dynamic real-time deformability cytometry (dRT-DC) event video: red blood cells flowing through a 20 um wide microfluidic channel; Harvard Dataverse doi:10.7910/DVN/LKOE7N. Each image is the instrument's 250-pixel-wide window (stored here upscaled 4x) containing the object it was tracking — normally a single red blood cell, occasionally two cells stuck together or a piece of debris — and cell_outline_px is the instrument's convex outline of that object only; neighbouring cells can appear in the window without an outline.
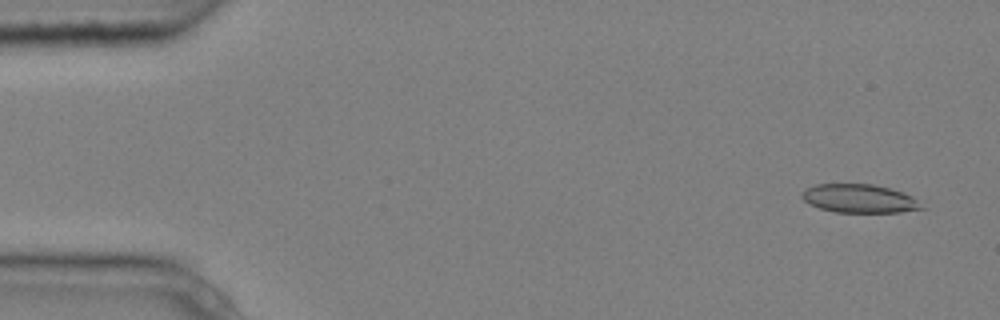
{"species": "common noctule bat (a hibernating species)", "species_latin": "Nyctalus noctula", "temperature_condition": "cold", "stored_images_in_passage": 5, "camera_frame_rate_fps": 3000, "um_per_image_px": 0.085, "animal": {"sex": "male", "body_mass_g": 20.4}, "frame": {"image": 1, "passage_image": 1, "time_ms": 0.0, "image_size_px": [1000, 320], "cell_outline_px": [[928, 208], [900, 212], [836, 212], [820, 208], [808, 204], [800, 196], [800, 192], [804, 188], [816, 184], [872, 184], [904, 192], [912, 196]], "centroid_in_image_um": [73.04, 16.87], "position_along_channel_um": 12.0, "area_um2": 20.11}}
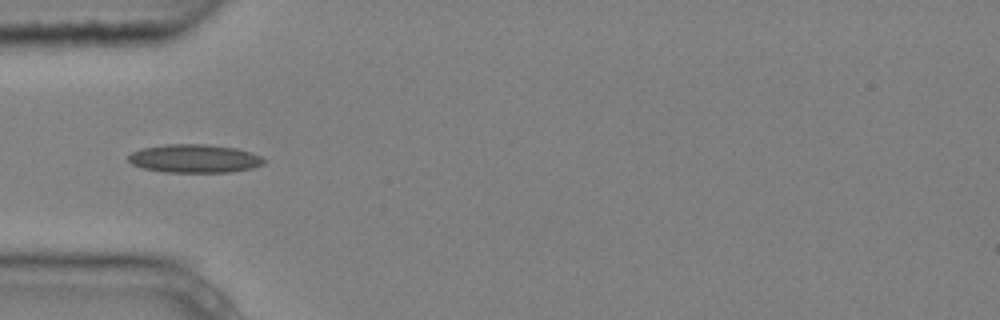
{"frame": {"image": 2, "passage_image": 5, "time_ms": 1.333, "image_size_px": [1000, 320], "cell_outline_px": [[268, 160], [264, 164], [252, 168], [232, 172], [164, 172], [144, 168], [132, 164], [128, 160], [128, 156], [132, 152], [140, 148], [164, 144], [208, 144], [236, 148], [252, 152]], "centroid_in_image_um": [16.56, 13.47], "position_along_channel_um": 68.4, "area_um2": 22.66}}